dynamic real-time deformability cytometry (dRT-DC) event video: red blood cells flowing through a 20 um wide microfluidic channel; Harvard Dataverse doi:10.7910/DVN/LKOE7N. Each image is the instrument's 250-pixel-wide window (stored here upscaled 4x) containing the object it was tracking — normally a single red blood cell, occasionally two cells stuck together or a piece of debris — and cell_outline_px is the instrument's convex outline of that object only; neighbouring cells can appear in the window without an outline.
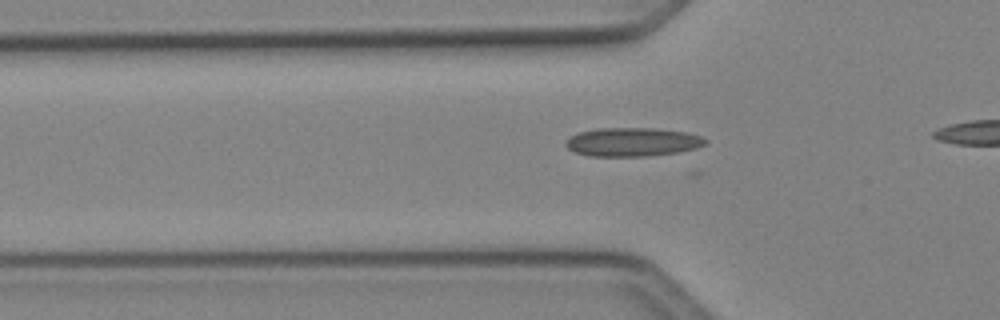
{"species": "Egyptian fruit bat (a non-hibernating species)", "species_latin": "Rousettus aegyptiacus", "temperature_condition": "cold", "stored_images_in_passage": 17, "camera_frame_rate_fps": 3000, "um_per_image_px": 0.085, "animal": {"sex": "female"}, "frame": {"image": 1, "passage_image": 9, "time_ms": 2.667, "image_size_px": [1000, 320], "cell_outline_px": [[708, 140], [704, 144], [696, 148], [676, 152], [644, 156], [588, 156], [576, 152], [568, 148], [564, 144], [564, 140], [580, 132], [596, 128], [656, 128], [688, 132], [700, 136]], "centroid_in_image_um": [53.74, 12.06], "position_along_channel_um": 72.1, "area_um2": 23.29}}
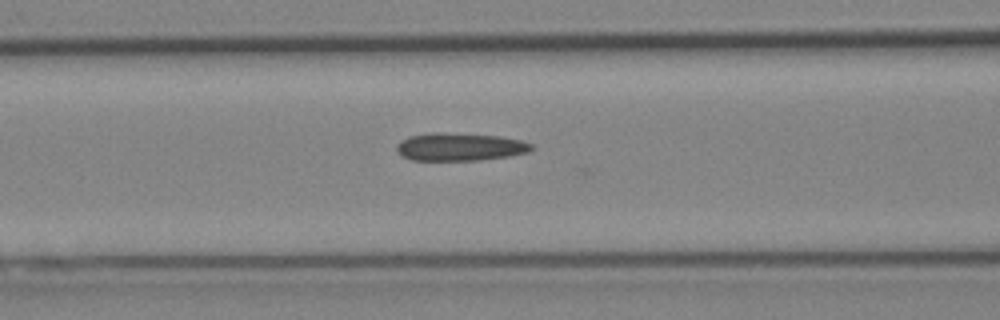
{"frame": {"image": 2, "passage_image": 13, "time_ms": 4.0, "image_size_px": [1000, 320], "cell_outline_px": [[532, 148], [528, 152], [508, 156], [480, 160], [412, 160], [400, 156], [396, 152], [396, 148], [400, 140], [408, 136], [436, 132], [440, 132], [500, 136], [520, 140], [532, 144]], "centroid_in_image_um": [39.03, 12.48], "position_along_channel_um": 127.6, "area_um2": 21.91}}
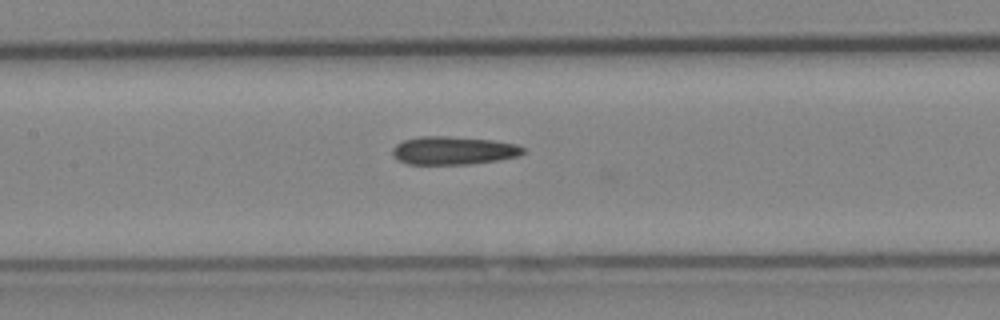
{"frame": {"image": 3, "passage_image": 16, "time_ms": 5.0, "image_size_px": [1000, 320], "cell_outline_px": [[528, 152], [520, 156], [500, 160], [468, 164], [408, 164], [400, 160], [392, 152], [392, 148], [396, 144], [404, 140], [420, 136], [444, 136], [492, 140], [516, 144], [524, 148]], "centroid_in_image_um": [38.6, 12.79], "position_along_channel_um": 168.8, "area_um2": 21.44}}